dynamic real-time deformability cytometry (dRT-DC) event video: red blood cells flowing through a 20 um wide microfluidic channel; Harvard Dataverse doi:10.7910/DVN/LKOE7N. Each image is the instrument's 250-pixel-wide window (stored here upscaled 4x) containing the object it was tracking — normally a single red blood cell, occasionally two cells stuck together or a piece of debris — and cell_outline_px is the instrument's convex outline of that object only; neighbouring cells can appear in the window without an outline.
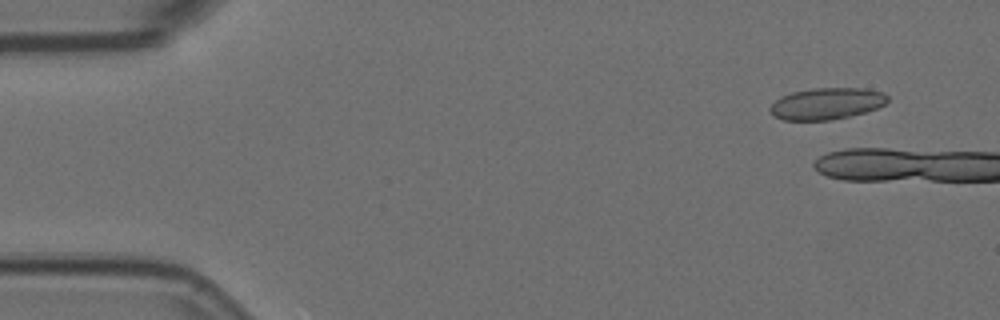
{"species": "Egyptian fruit bat (a non-hibernating species)", "species_latin": "Rousettus aegyptiacus", "temperature_condition": "room temperature", "stored_images_in_passage": 3, "camera_frame_rate_fps": 3000, "um_per_image_px": 0.085, "animal": {"sex": "female"}, "frame": {"image": 1, "passage_image": 1, "time_ms": 0.0, "image_size_px": [1000, 320], "cell_outline_px": [[888, 100], [884, 104], [876, 108], [864, 112], [848, 116], [828, 120], [784, 120], [772, 116], [768, 108], [780, 96], [792, 92], [812, 88], [864, 88], [884, 92], [888, 96]], "centroid_in_image_um": [70.23, 8.8], "position_along_channel_um": 14.8, "area_um2": 21.68}}